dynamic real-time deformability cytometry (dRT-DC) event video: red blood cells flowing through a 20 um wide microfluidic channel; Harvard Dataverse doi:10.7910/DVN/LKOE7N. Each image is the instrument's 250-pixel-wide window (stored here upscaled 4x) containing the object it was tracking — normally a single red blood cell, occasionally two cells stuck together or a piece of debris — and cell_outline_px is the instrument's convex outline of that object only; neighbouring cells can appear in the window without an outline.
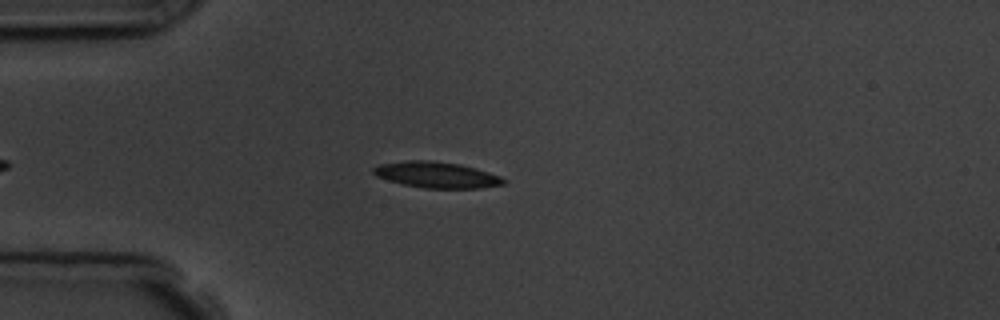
{"species": "common noctule bat (a hibernating species)", "species_latin": "Nyctalus noctula", "temperature_condition": "room temperature", "stored_images_in_passage": 1, "camera_frame_rate_fps": 3000, "um_per_image_px": 0.085, "animal": {"sex": "male", "body_mass_g": 19.5, "forearm_length_mm": 54.6}, "frame": {"image": 1, "passage_image": 1, "time_ms": 0.0, "image_size_px": [1000, 320], "cell_outline_px": [[508, 180], [504, 184], [480, 188], [424, 188], [400, 184], [376, 176], [372, 172], [372, 168], [380, 164], [408, 160], [428, 160], [460, 164], [488, 172], [500, 176]], "centroid_in_image_um": [37.09, 14.86], "position_along_channel_um": 47.9, "area_um2": 19.77}}